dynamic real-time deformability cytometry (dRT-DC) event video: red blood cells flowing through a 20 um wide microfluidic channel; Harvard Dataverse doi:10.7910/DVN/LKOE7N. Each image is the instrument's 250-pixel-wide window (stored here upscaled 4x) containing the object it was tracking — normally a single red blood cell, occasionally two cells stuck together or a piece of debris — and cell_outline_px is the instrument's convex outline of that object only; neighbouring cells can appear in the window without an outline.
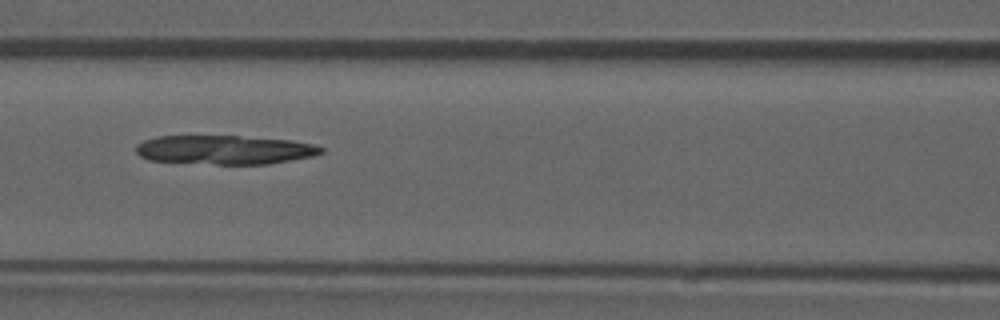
{"species": "common noctule bat (a hibernating species)", "species_latin": "Nyctalus noctula", "temperature_condition": "room temperature", "stored_images_in_passage": 24, "camera_frame_rate_fps": 3000, "um_per_image_px": 0.085, "animal": {"sex": "male", "forearm_length_mm": 52.5}, "frame": {"image": 1, "passage_image": 9, "time_ms": 2.667, "image_size_px": [1000, 320], "cell_outline_px": [[324, 152], [312, 156], [268, 164], [216, 164], [148, 160], [140, 156], [136, 152], [136, 144], [144, 140], [156, 136], [240, 136], [292, 140], [312, 144], [324, 148]], "centroid_in_image_um": [19.07, 12.73], "position_along_channel_um": 147.5, "area_um2": 31.27}}